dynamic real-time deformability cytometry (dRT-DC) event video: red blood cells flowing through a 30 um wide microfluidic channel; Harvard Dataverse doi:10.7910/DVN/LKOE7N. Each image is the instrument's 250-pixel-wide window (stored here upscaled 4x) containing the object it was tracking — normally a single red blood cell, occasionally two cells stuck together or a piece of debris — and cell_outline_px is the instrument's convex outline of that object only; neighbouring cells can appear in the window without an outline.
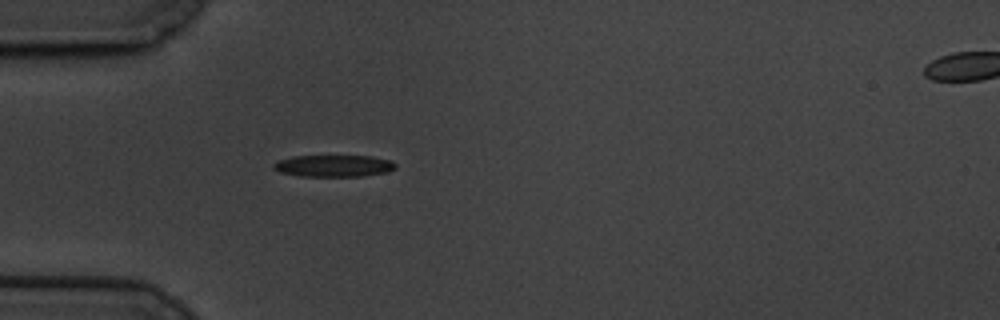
{"species": "common noctule bat (a hibernating species)", "species_latin": "Nyctalus noctula", "temperature_condition": "cold", "stored_images_in_passage": 43, "camera_frame_rate_fps": 3000, "um_per_image_px": 0.085, "animal": {"sex": "male", "body_mass_g": 19.5, "forearm_length_mm": 54.6}, "frame": {"image": 1, "passage_image": 1, "time_ms": 0.0, "image_size_px": [1000, 320], "cell_outline_px": [[396, 168], [388, 172], [364, 176], [300, 176], [280, 172], [272, 168], [272, 164], [280, 160], [292, 156], [372, 156], [388, 160], [396, 164]], "centroid_in_image_um": [28.36, 14.1], "position_along_channel_um": 56.6, "area_um2": 15.49}}
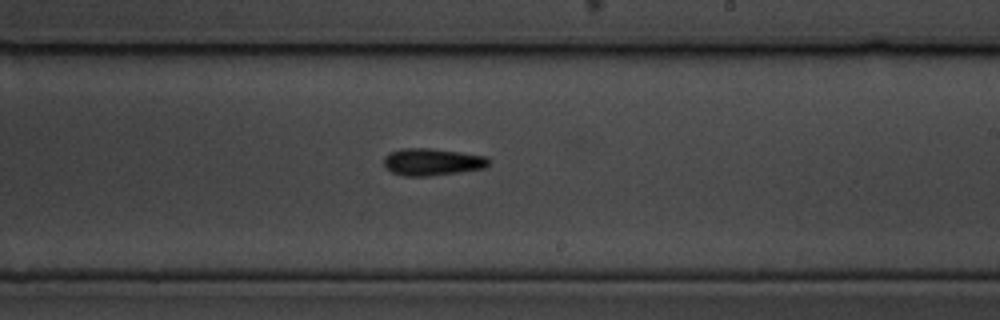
{"frame": {"image": 2, "passage_image": 19, "time_ms": 6.0, "image_size_px": [1000, 320], "cell_outline_px": [[488, 164], [484, 168], [428, 176], [404, 176], [392, 172], [384, 164], [384, 156], [388, 152], [400, 148], [428, 148], [460, 152], [488, 156]], "centroid_in_image_um": [36.7, 13.75], "position_along_channel_um": 252.3, "area_um2": 16.47}}
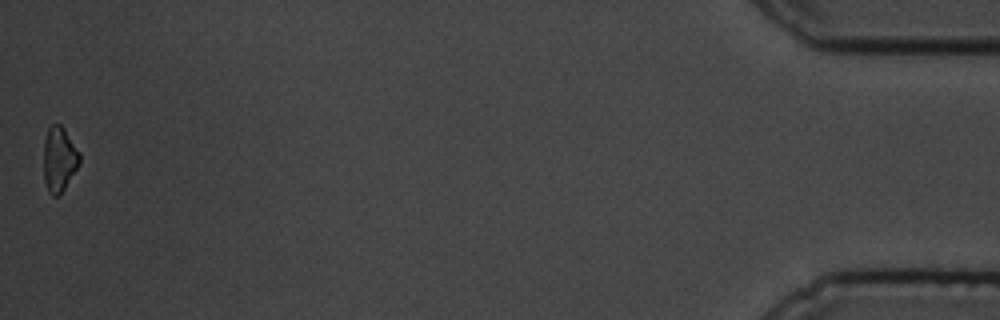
{"frame": {"image": 3, "passage_image": 43, "time_ms": 14.0, "image_size_px": [1000, 320], "cell_outline_px": [[80, 164], [60, 196], [52, 196], [48, 192], [44, 180], [44, 140], [48, 128], [52, 124], [60, 124], [64, 128], [80, 152]], "centroid_in_image_um": [5.04, 13.55], "position_along_channel_um": 430.2, "area_um2": 13.81}, "authors_computed_cell_mechanics": {"area_um2": 15.4904, "velocity_mm_per_s": 3.3614, "shape_relaxation_time_tau1_ms": 3.279, "shape_relaxation_time_tau2_ms": 11.1607, "deformation_change_tau1": 0.1275, "deformation_change_tau2": 0.2009}}